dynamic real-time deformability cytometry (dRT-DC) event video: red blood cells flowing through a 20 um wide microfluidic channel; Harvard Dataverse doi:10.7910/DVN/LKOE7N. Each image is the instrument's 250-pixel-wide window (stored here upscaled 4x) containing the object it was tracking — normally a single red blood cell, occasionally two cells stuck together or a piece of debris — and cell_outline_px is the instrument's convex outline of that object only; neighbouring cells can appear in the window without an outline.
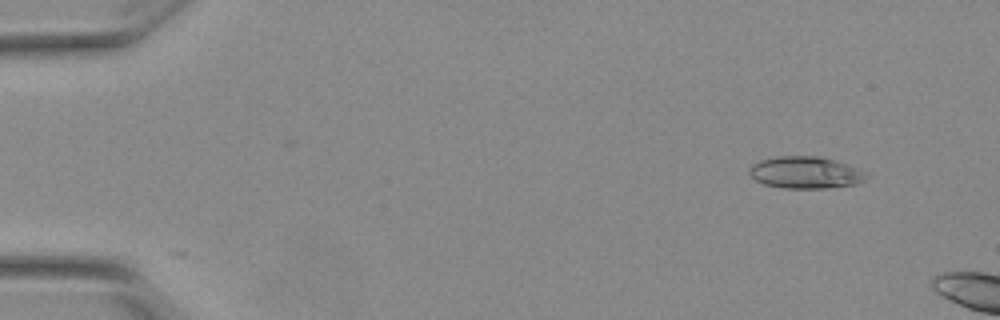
{"species": "Egyptian fruit bat (a non-hibernating species)", "species_latin": "Rousettus aegyptiacus", "temperature_condition": "warm", "stored_images_in_passage": 10, "camera_frame_rate_fps": 3000, "um_per_image_px": 0.085, "animal": {"sex": "female"}, "frame": {"image": 1, "passage_image": 5, "time_ms": 1.333, "image_size_px": [1000, 320], "cell_outline_px": [[868, 176], [864, 180], [856, 184], [824, 188], [784, 188], [764, 184], [756, 180], [748, 172], [748, 168], [752, 164], [760, 160], [776, 156], [820, 156], [836, 160], [856, 168], [864, 172]], "centroid_in_image_um": [68.43, 14.65], "position_along_channel_um": 16.6, "area_um2": 21.73}}